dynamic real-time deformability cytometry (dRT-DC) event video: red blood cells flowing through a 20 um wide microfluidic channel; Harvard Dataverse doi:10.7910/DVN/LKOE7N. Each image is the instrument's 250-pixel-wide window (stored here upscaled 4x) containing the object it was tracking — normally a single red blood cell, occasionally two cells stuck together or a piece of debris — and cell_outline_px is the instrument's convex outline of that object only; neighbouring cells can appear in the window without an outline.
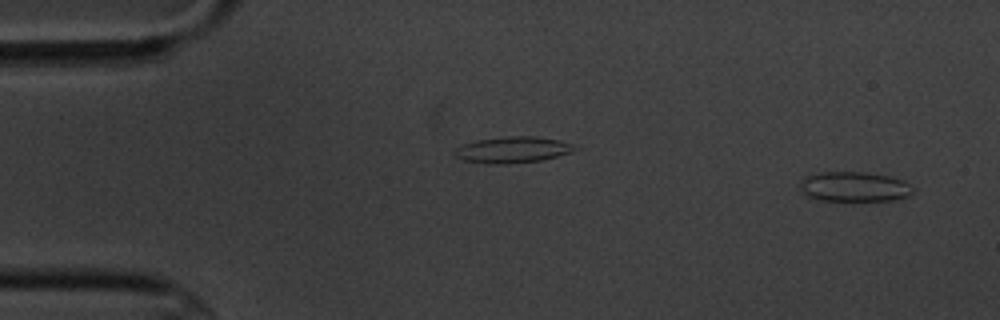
{"species": "common noctule bat (a hibernating species)", "species_latin": "Nyctalus noctula", "temperature_condition": "cold", "stored_images_in_passage": 5, "camera_frame_rate_fps": 3000, "um_per_image_px": 0.085, "animal": {"sex": "male", "body_mass_g": 20.1, "forearm_length_mm": 53.5}, "frame": {"image": 1, "passage_image": 5, "time_ms": 5.333, "image_size_px": [1000, 320], "cell_outline_px": [[916, 188], [908, 196], [892, 200], [820, 200], [808, 196], [800, 188], [800, 180], [804, 176], [820, 172], [860, 172], [888, 176], [904, 180]], "centroid_in_image_um": [72.62, 15.86], "position_along_channel_um": 12.4, "area_um2": 19.59}}